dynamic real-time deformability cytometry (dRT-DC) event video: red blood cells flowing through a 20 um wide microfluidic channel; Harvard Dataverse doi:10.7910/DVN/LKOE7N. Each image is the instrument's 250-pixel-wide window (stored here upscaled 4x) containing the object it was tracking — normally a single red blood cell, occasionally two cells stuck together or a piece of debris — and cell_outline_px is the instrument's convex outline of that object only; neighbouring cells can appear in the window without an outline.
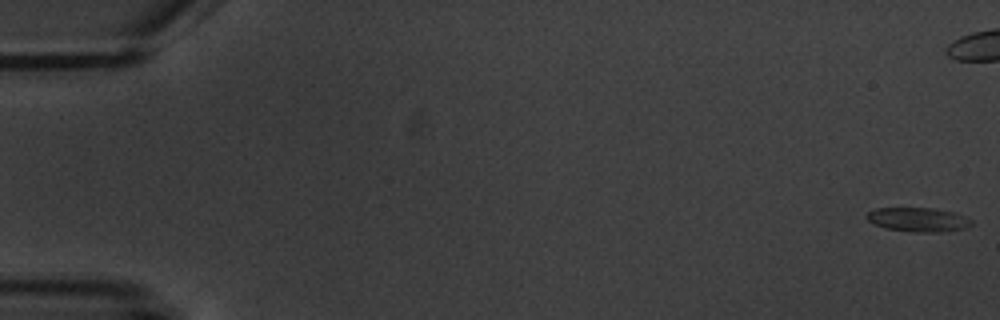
{"species": "common noctule bat (a hibernating species)", "species_latin": "Nyctalus noctula", "temperature_condition": "warm", "stored_images_in_passage": 9, "camera_frame_rate_fps": 3000, "um_per_image_px": 0.085, "animal": {"sex": "male", "body_mass_g": 20.1, "forearm_length_mm": 53.5}, "frame": {"image": 1, "passage_image": 1, "time_ms": 0.0, "image_size_px": [1000, 320], "cell_outline_px": [[972, 224], [964, 228], [940, 232], [916, 232], [884, 228], [868, 220], [864, 216], [868, 212], [876, 208], [932, 208], [952, 212], [964, 216], [972, 220]], "centroid_in_image_um": [78.02, 18.66], "position_along_channel_um": 7.0, "area_um2": 14.57}}